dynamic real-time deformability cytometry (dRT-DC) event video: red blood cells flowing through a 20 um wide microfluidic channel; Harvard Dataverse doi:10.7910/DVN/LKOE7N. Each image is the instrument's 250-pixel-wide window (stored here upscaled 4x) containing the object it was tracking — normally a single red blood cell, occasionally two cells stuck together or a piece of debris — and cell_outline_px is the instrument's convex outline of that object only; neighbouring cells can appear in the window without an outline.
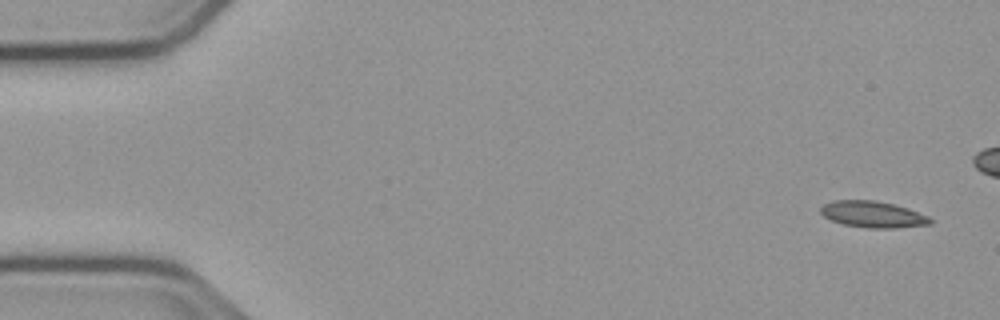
{"species": "common noctule bat (a hibernating species)", "species_latin": "Nyctalus noctula", "temperature_condition": "cold", "stored_images_in_passage": 46, "camera_frame_rate_fps": 3000, "um_per_image_px": 0.085, "animal": {"sex": "male", "body_mass_g": 23.1, "forearm_length_mm": 52.7}, "frame": {"image": 1, "passage_image": 1, "time_ms": 0.0, "image_size_px": [1000, 320], "cell_outline_px": [[932, 224], [896, 228], [868, 228], [844, 224], [832, 220], [824, 216], [820, 212], [820, 208], [824, 204], [832, 200], [876, 200], [908, 208], [928, 216], [932, 220]], "centroid_in_image_um": [74.2, 18.22], "position_along_channel_um": 10.8, "area_um2": 16.82}}
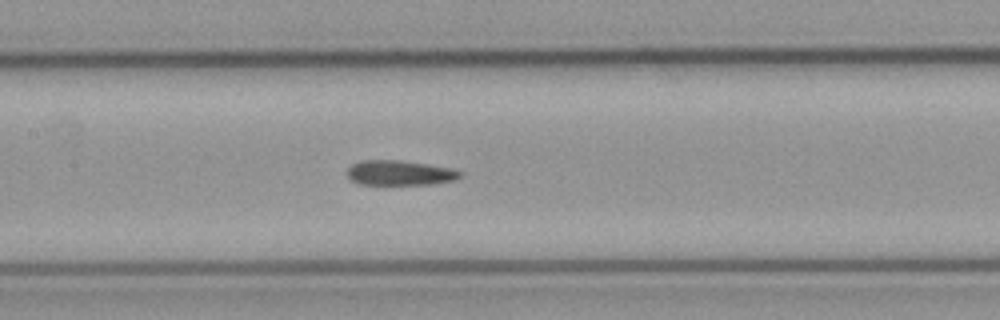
{"frame": {"image": 2, "passage_image": 24, "time_ms": 7.667, "image_size_px": [1000, 320], "cell_outline_px": [[464, 172], [456, 180], [432, 184], [360, 184], [352, 180], [348, 176], [348, 168], [352, 164], [360, 160], [400, 160], [428, 164], [452, 168]], "centroid_in_image_um": [34.01, 14.68], "position_along_channel_um": 173.4, "area_um2": 16.42}}
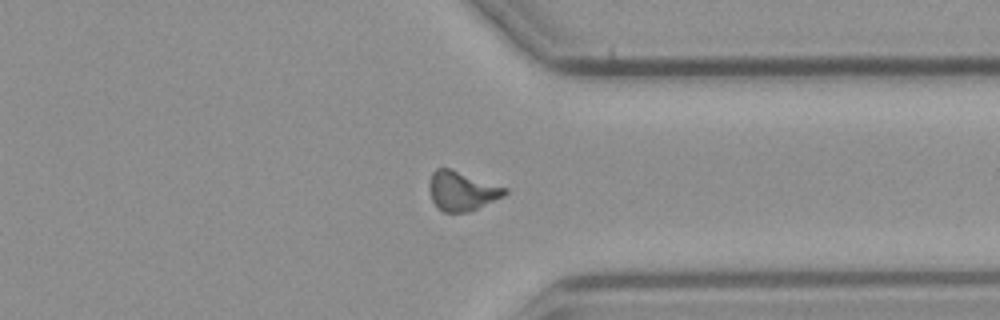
{"frame": {"image": 3, "passage_image": 40, "time_ms": 13.0, "image_size_px": [1000, 320], "cell_outline_px": [[508, 192], [504, 196], [468, 212], [444, 212], [432, 200], [428, 188], [428, 184], [432, 172], [436, 168], [448, 168], [508, 188]], "centroid_in_image_um": [39.25, 16.22], "position_along_channel_um": 372.2, "area_um2": 17.11}, "authors_computed_cell_mechanics": {"area_um2": 16.7909, "velocity_mm_per_s": 3.7879, "shape_relaxation_time_tau1_ms": null, "shape_relaxation_time_tau2_ms": 10.225, "deformation_change_tau1": null, "deformation_change_tau2": 0.1961}}